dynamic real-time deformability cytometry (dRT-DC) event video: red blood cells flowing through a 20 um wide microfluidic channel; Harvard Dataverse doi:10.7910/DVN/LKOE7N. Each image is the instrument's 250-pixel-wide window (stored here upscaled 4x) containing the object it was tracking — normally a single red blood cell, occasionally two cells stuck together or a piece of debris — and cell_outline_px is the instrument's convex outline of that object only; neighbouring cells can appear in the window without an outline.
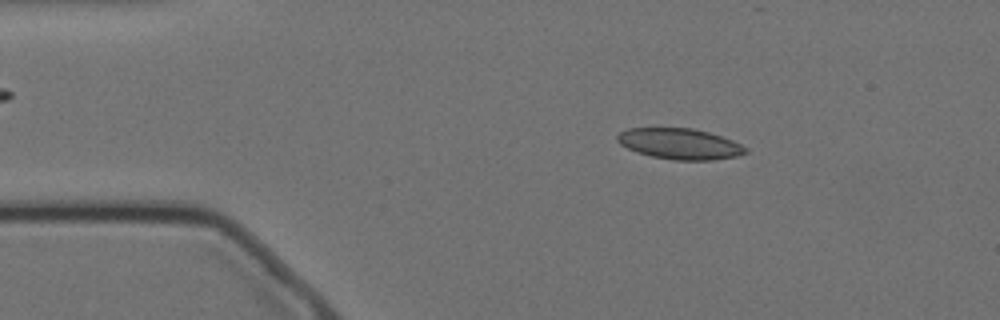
{"species": "Egyptian fruit bat (a non-hibernating species)", "species_latin": "Rousettus aegyptiacus", "temperature_condition": "cold", "stored_images_in_passage": 56, "camera_frame_rate_fps": 3000, "um_per_image_px": 0.085, "animal": {"sex": "female"}, "frame": {"image": 1, "passage_image": 8, "time_ms": 2.333, "image_size_px": [1000, 320], "cell_outline_px": [[748, 152], [740, 156], [712, 160], [672, 160], [652, 156], [636, 152], [620, 144], [616, 140], [616, 136], [620, 132], [628, 128], [692, 128], [708, 132], [732, 140], [748, 148]], "centroid_in_image_um": [57.79, 12.23], "position_along_channel_um": 27.2, "area_um2": 23.12}}
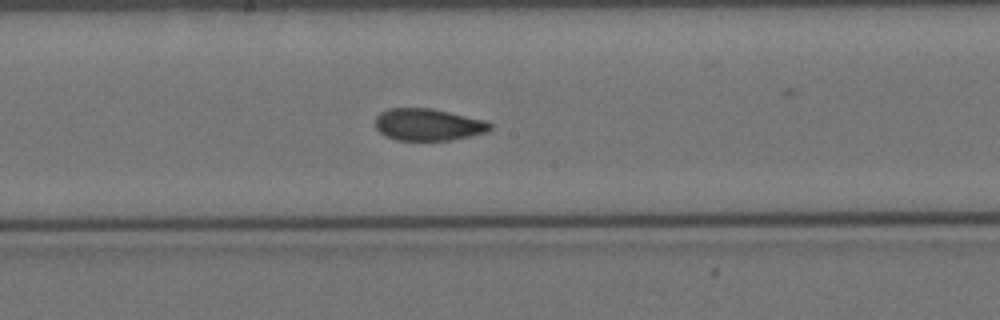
{"frame": {"image": 2, "passage_image": 28, "time_ms": 9.0, "image_size_px": [1000, 320], "cell_outline_px": [[492, 128], [488, 132], [452, 140], [396, 140], [384, 136], [376, 128], [376, 116], [380, 112], [388, 108], [432, 108], [484, 120], [492, 124]], "centroid_in_image_um": [36.38, 10.59], "position_along_channel_um": 211.8, "area_um2": 21.5}}
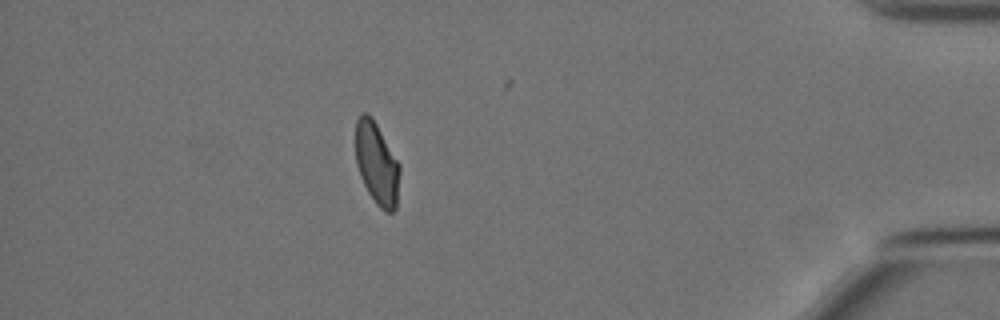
{"frame": {"image": 3, "passage_image": 49, "time_ms": 16.0, "image_size_px": [1000, 320], "cell_outline_px": [[400, 172], [396, 208], [392, 212], [384, 212], [376, 204], [368, 192], [360, 176], [356, 164], [356, 120], [364, 112], [368, 112], [372, 116], [400, 164]], "centroid_in_image_um": [32.03, 13.91], "position_along_channel_um": 403.2, "area_um2": 21.27}, "authors_computed_cell_mechanics": {"area_um2": 22.3686, "velocity_mm_per_s": 3.4766, "shape_relaxation_time_tau1_ms": 8.7063, "shape_relaxation_time_tau2_ms": 2.2022, "deformation_change_tau1": 0.1665, "deformation_change_tau2": 0.0665}}